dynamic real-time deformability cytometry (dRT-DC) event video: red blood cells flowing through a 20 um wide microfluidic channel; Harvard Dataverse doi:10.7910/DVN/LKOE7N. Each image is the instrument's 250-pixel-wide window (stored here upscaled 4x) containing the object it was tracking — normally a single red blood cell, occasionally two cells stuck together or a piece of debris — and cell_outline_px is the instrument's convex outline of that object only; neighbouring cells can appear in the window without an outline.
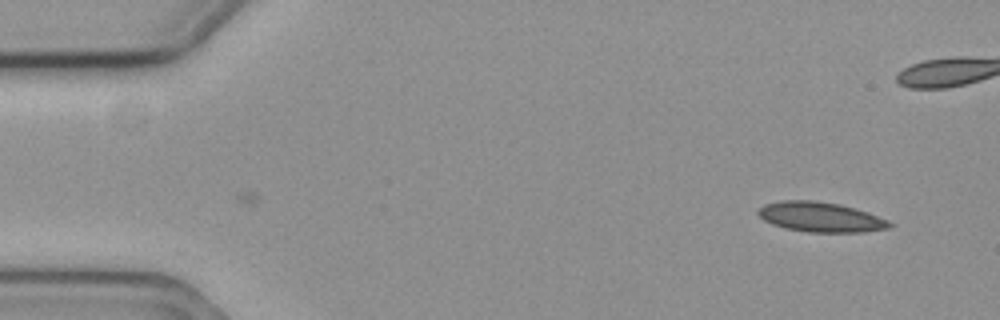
{"species": "common noctule bat (a hibernating species)", "species_latin": "Nyctalus noctula", "temperature_condition": "cold", "stored_images_in_passage": 50, "camera_frame_rate_fps": 3000, "um_per_image_px": 0.085, "animal": {"sex": "female", "body_mass_g": 19.3, "forearm_length_mm": 54.1}, "frame": {"image": 1, "passage_image": 1, "time_ms": 0.0, "image_size_px": [1000, 320], "cell_outline_px": [[896, 224], [888, 228], [864, 232], [808, 232], [784, 228], [772, 224], [764, 220], [756, 212], [764, 204], [784, 200], [812, 200], [840, 204], [888, 220]], "centroid_in_image_um": [69.73, 18.45], "position_along_channel_um": 15.3, "area_um2": 22.72}}
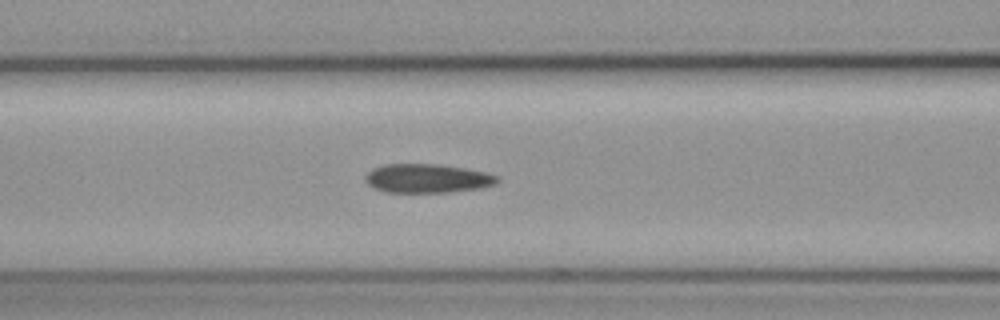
{"frame": {"image": 2, "passage_image": 20, "time_ms": 6.333, "image_size_px": [1000, 320], "cell_outline_px": [[500, 180], [496, 184], [476, 188], [452, 192], [384, 192], [368, 184], [364, 180], [364, 176], [372, 168], [384, 164], [440, 164], [488, 172], [500, 176]], "centroid_in_image_um": [36.33, 15.15], "position_along_channel_um": 130.3, "area_um2": 22.37}}
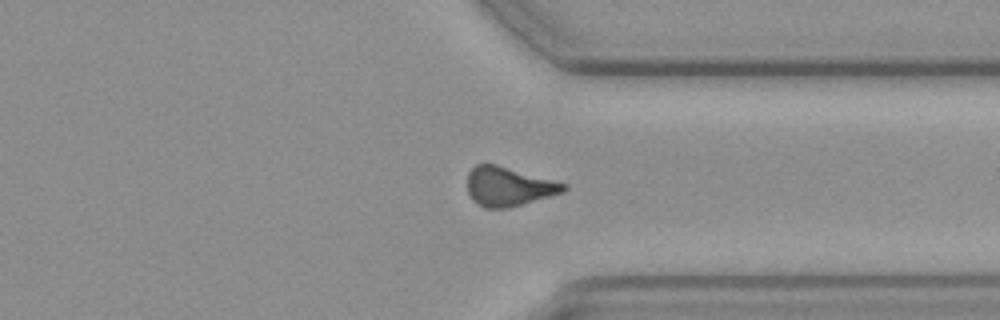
{"frame": {"image": 3, "passage_image": 40, "time_ms": 13.0, "image_size_px": [1000, 320], "cell_outline_px": [[568, 188], [564, 192], [508, 208], [484, 208], [476, 204], [472, 200], [468, 192], [468, 172], [476, 164], [496, 164], [568, 184]], "centroid_in_image_um": [43.22, 15.86], "position_along_channel_um": 368.2, "area_um2": 21.96}, "authors_computed_cell_mechanics": {"area_um2": 22.4264, "velocity_mm_per_s": 3.584, "shape_relaxation_time_tau1_ms": null, "shape_relaxation_time_tau2_ms": 8.3805, "deformation_change_tau1": null, "deformation_change_tau2": 0.143}}